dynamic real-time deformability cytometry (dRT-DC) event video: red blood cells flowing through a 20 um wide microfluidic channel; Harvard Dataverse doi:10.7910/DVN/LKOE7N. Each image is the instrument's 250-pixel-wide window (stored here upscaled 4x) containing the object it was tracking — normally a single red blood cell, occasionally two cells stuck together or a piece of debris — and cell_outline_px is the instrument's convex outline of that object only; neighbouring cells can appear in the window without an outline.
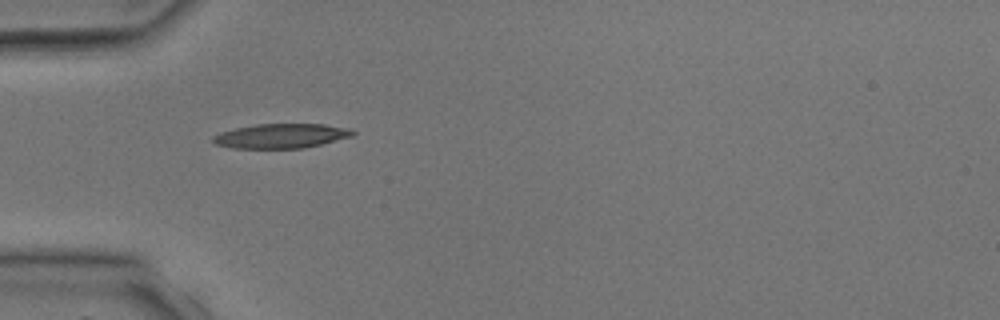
{"species": "common noctule bat (a hibernating species)", "species_latin": "Nyctalus noctula", "temperature_condition": "room temperature", "stored_images_in_passage": 1, "camera_frame_rate_fps": 3000, "um_per_image_px": 0.085, "animal": {"sex": "male", "body_mass_g": 17.9, "forearm_length_mm": 54.2}, "frame": {"image": 1, "passage_image": 1, "time_ms": 0.0, "image_size_px": [1000, 320], "cell_outline_px": [[356, 132], [352, 136], [304, 148], [232, 148], [216, 144], [212, 140], [212, 136], [220, 132], [236, 128], [256, 124], [324, 124], [348, 128]], "centroid_in_image_um": [23.87, 11.55], "position_along_channel_um": 61.1, "area_um2": 19.83}}